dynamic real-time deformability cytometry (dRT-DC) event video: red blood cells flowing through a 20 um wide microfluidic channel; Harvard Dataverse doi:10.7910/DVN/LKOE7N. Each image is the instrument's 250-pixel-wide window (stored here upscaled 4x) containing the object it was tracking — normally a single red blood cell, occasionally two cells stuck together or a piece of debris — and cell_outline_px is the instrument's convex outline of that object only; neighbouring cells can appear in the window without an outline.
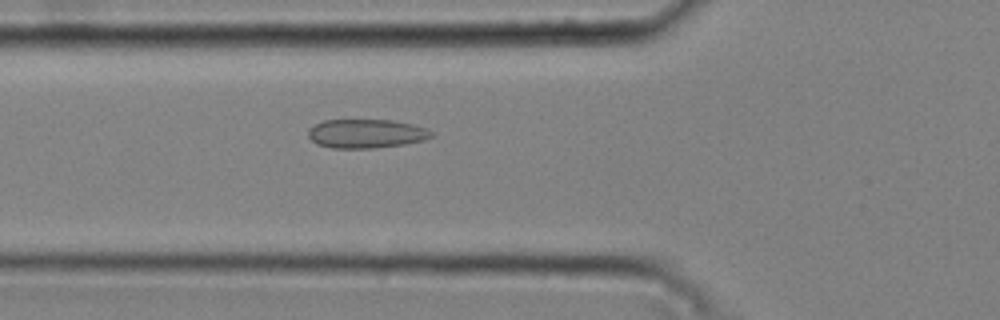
{"species": "common noctule bat (a hibernating species)", "species_latin": "Nyctalus noctula", "temperature_condition": "cold", "stored_images_in_passage": 37, "camera_frame_rate_fps": 3000, "um_per_image_px": 0.085, "animal": {"sex": "male", "body_mass_g": 20.4}, "frame": {"image": 1, "passage_image": 9, "time_ms": 2.667, "image_size_px": [1000, 320], "cell_outline_px": [[432, 136], [424, 140], [404, 144], [372, 148], [332, 148], [316, 144], [308, 136], [308, 128], [324, 120], [392, 120], [412, 124], [428, 128], [432, 132]], "centroid_in_image_um": [31.11, 11.35], "position_along_channel_um": 94.7, "area_um2": 20.75}}
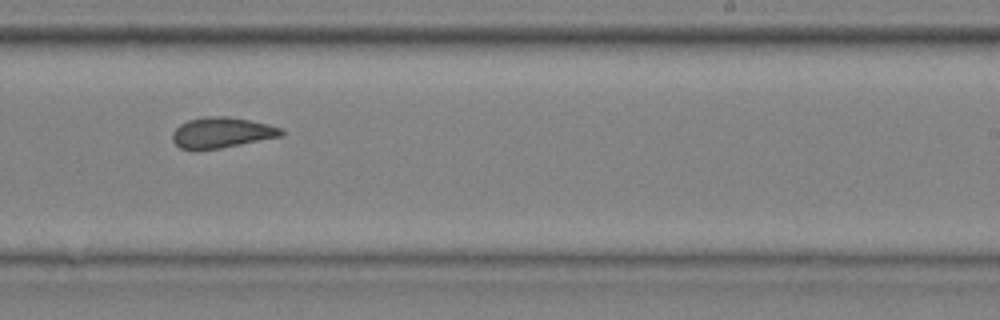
{"frame": {"image": 2, "passage_image": 23, "time_ms": 7.333, "image_size_px": [1000, 320], "cell_outline_px": [[284, 136], [220, 148], [196, 152], [180, 148], [172, 140], [172, 132], [180, 124], [188, 120], [208, 116], [228, 116], [268, 124], [280, 128], [284, 132]], "centroid_in_image_um": [18.81, 11.3], "position_along_channel_um": 270.2, "area_um2": 19.71}}
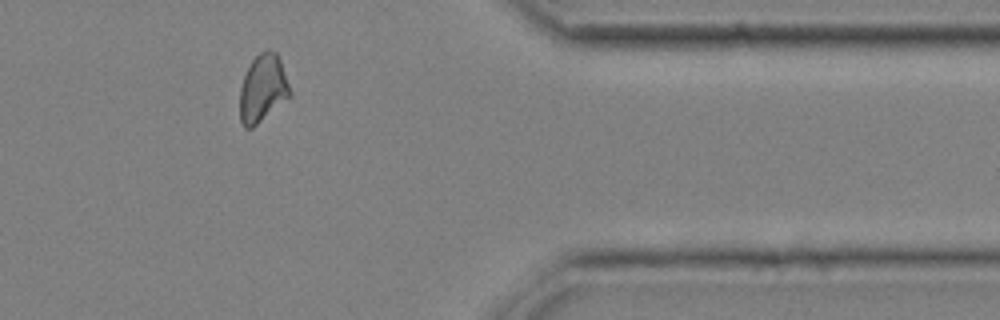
{"frame": {"image": 3, "passage_image": 34, "time_ms": 11.0, "image_size_px": [1000, 320], "cell_outline_px": [[292, 96], [252, 128], [244, 128], [240, 120], [240, 88], [244, 76], [252, 60], [260, 52], [268, 48], [276, 52], [280, 60], [292, 92]], "centroid_in_image_um": [22.35, 7.52], "position_along_channel_um": 389.0, "area_um2": 19.83}, "authors_computed_cell_mechanics": {"area_um2": 19.8254, "velocity_mm_per_s": 3.762, "shape_relaxation_time_tau1_ms": null, "shape_relaxation_time_tau2_ms": 2.1891, "deformation_change_tau1": null, "deformation_change_tau2": 0.0711}}